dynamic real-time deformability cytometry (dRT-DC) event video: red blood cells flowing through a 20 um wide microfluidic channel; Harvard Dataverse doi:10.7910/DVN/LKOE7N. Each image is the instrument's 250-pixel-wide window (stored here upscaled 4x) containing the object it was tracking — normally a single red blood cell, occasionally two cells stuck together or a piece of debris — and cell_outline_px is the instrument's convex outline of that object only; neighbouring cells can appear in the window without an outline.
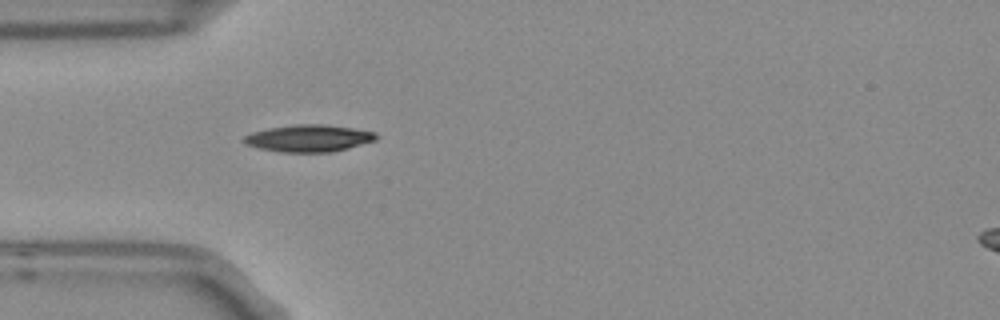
{"species": "Egyptian fruit bat (a non-hibernating species)", "species_latin": "Rousettus aegyptiacus", "temperature_condition": "room temperature", "stored_images_in_passage": 4, "camera_frame_rate_fps": 3000, "um_per_image_px": 0.085, "frame": {"image": 1, "passage_image": 4, "time_ms": 1.0, "image_size_px": [1000, 320], "cell_outline_px": [[380, 136], [376, 140], [348, 148], [332, 152], [280, 152], [260, 148], [244, 144], [240, 140], [244, 136], [252, 132], [268, 128], [292, 124], [324, 124], [352, 128], [376, 132]], "centroid_in_image_um": [26.23, 11.75], "position_along_channel_um": 58.8, "area_um2": 21.04}}